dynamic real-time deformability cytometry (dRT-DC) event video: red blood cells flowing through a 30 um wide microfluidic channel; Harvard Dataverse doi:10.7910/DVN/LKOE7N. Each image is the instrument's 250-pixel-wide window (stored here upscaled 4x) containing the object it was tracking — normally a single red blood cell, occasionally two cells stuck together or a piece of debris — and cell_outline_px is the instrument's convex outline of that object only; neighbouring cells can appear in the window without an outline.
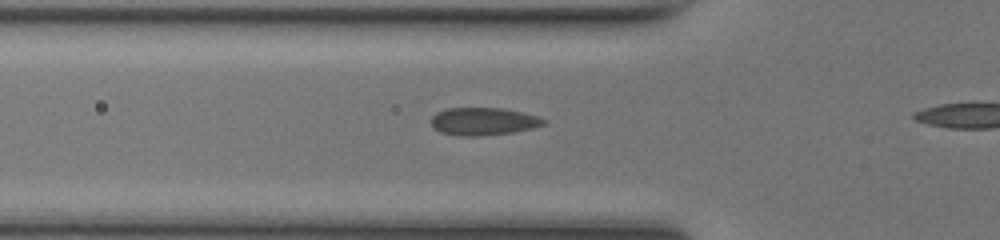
{"species": "common noctule bat (a hibernating species)", "species_latin": "Nyctalus noctula", "temperature_condition": "room temperature", "stored_images_in_passage": 18, "camera_frame_rate_fps": 3000, "um_per_image_px": 0.085, "animal": {"sex": "female", "body_mass_g": 17.0, "forearm_length_mm": 48.0}, "frame": {"image": 1, "passage_image": 5, "time_ms": 1.333, "image_size_px": [1000, 240], "cell_outline_px": [[548, 120], [544, 124], [532, 128], [512, 132], [476, 136], [460, 136], [440, 132], [432, 128], [432, 116], [436, 112], [448, 108], [500, 108], [520, 112], [536, 116]], "centroid_in_image_um": [41.05, 10.32], "position_along_channel_um": 84.8, "area_um2": 17.98}}
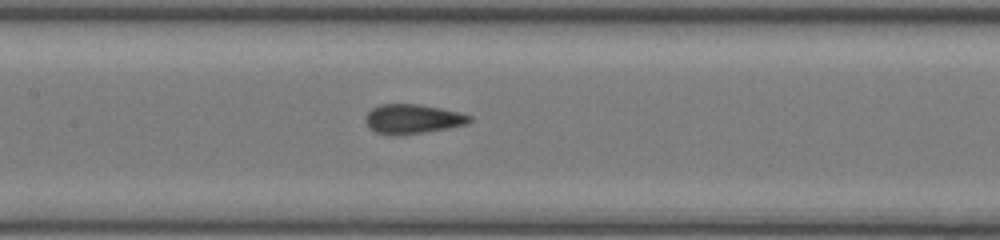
{"frame": {"image": 2, "passage_image": 11, "time_ms": 3.333, "image_size_px": [1000, 240], "cell_outline_px": [[472, 120], [468, 124], [448, 128], [424, 132], [396, 136], [388, 136], [376, 132], [368, 128], [364, 120], [364, 116], [372, 108], [380, 104], [420, 104], [460, 112], [472, 116]], "centroid_in_image_um": [35.04, 10.12], "position_along_channel_um": 172.4, "area_um2": 18.21}}
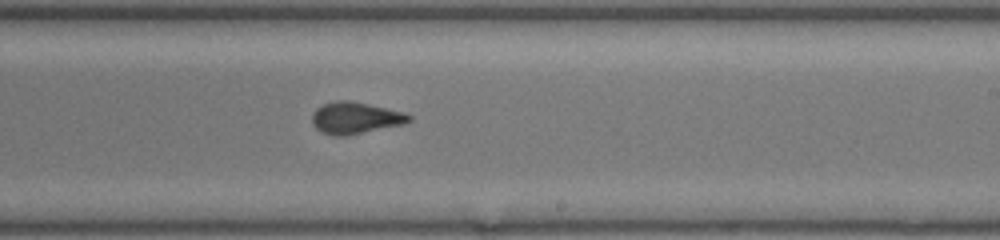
{"frame": {"image": 3, "passage_image": 17, "time_ms": 5.333, "image_size_px": [1000, 240], "cell_outline_px": [[412, 120], [404, 124], [348, 136], [332, 136], [320, 132], [312, 124], [312, 116], [316, 108], [324, 104], [340, 100], [348, 100], [368, 104], [400, 112], [412, 116]], "centroid_in_image_um": [30.17, 10.05], "position_along_channel_um": 258.8, "area_um2": 17.86}}